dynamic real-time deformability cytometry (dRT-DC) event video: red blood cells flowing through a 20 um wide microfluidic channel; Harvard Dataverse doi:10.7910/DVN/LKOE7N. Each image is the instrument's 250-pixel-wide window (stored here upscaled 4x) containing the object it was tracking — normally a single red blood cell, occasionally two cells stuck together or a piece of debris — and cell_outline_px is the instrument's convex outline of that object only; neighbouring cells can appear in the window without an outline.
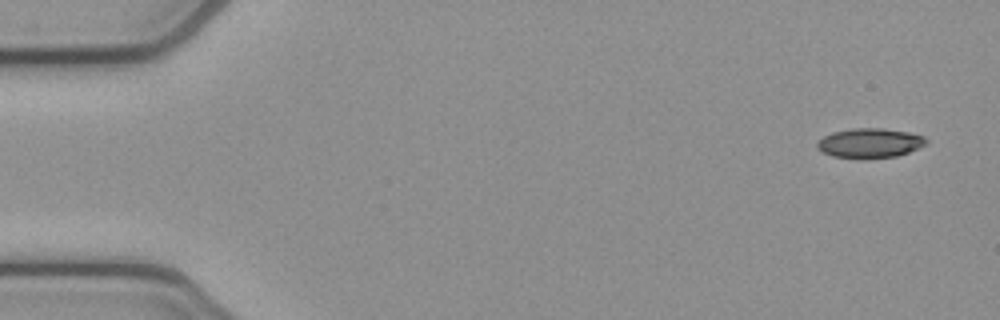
{"species": "common noctule bat (a hibernating species)", "species_latin": "Nyctalus noctula", "temperature_condition": "cold", "stored_images_in_passage": 8, "camera_frame_rate_fps": 3000, "um_per_image_px": 0.085, "animal": {"sex": "female", "body_mass_g": 21.9}, "frame": {"image": 1, "passage_image": 1, "time_ms": 0.0, "image_size_px": [1000, 320], "cell_outline_px": [[928, 144], [908, 152], [896, 156], [832, 156], [816, 148], [816, 144], [824, 136], [832, 132], [852, 128], [884, 128], [908, 132], [924, 136], [928, 140]], "centroid_in_image_um": [73.97, 12.11], "position_along_channel_um": 11.0, "area_um2": 18.21}}
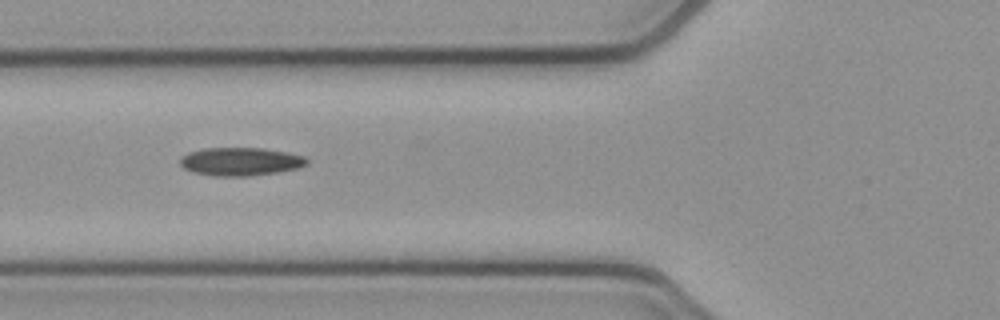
{"frame": {"image": 2, "passage_image": 5, "time_ms": 1.333, "image_size_px": [1000, 320], "cell_outline_px": [[308, 164], [300, 168], [276, 172], [248, 176], [216, 176], [192, 172], [184, 168], [180, 164], [180, 156], [188, 152], [204, 148], [264, 148], [288, 152], [304, 156], [308, 160]], "centroid_in_image_um": [20.44, 13.72], "position_along_channel_um": 105.4, "area_um2": 20.98}}
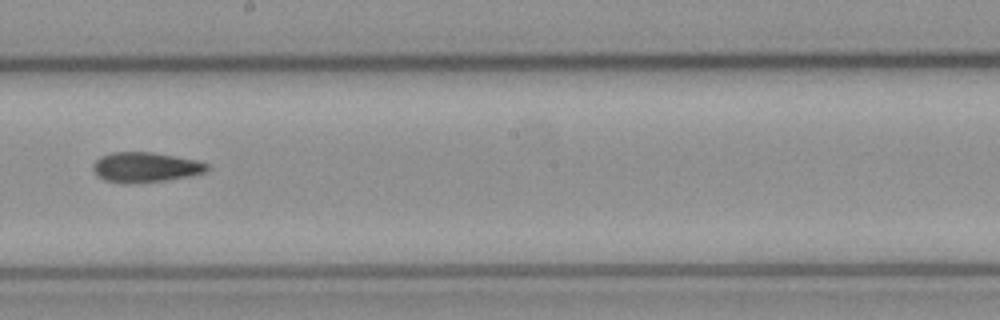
{"frame": {"image": 3, "passage_image": 8, "time_ms": 2.333, "image_size_px": [1000, 320], "cell_outline_px": [[208, 168], [204, 172], [192, 176], [136, 184], [124, 184], [104, 180], [96, 176], [92, 168], [92, 164], [100, 156], [112, 152], [152, 152], [196, 160], [208, 164]], "centroid_in_image_um": [12.3, 14.23], "position_along_channel_um": 235.9, "area_um2": 20.17}}